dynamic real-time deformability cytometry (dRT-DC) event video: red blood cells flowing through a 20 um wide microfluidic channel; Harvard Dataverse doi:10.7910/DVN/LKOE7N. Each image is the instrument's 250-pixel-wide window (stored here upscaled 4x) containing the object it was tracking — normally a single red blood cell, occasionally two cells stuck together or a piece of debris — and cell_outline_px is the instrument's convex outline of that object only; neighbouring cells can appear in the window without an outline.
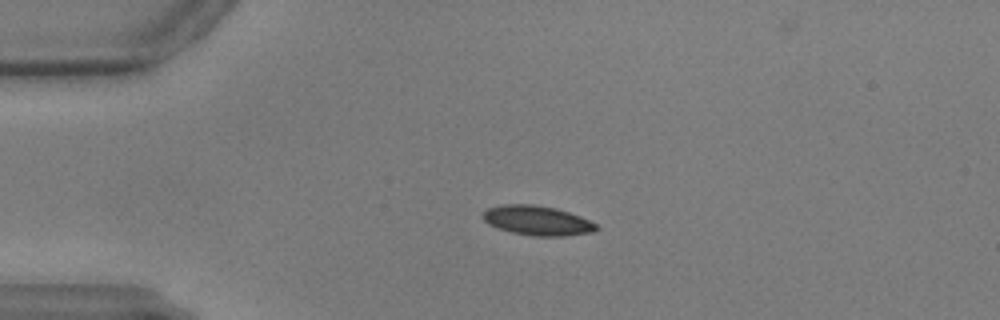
{"species": "common noctule bat (a hibernating species)", "species_latin": "Nyctalus noctula", "temperature_condition": "warm", "stored_images_in_passage": 46, "camera_frame_rate_fps": 3000, "um_per_image_px": 0.085, "animal": {"sex": "male", "body_mass_g": 17.9, "forearm_length_mm": 54.2}, "frame": {"image": 1, "passage_image": 1, "time_ms": 0.0, "image_size_px": [1000, 320], "cell_outline_px": [[600, 228], [592, 232], [564, 236], [532, 236], [512, 232], [496, 228], [488, 224], [484, 220], [484, 212], [488, 208], [500, 204], [532, 204], [556, 208], [580, 216], [596, 224]], "centroid_in_image_um": [45.66, 18.74], "position_along_channel_um": 39.3, "area_um2": 19.54}}
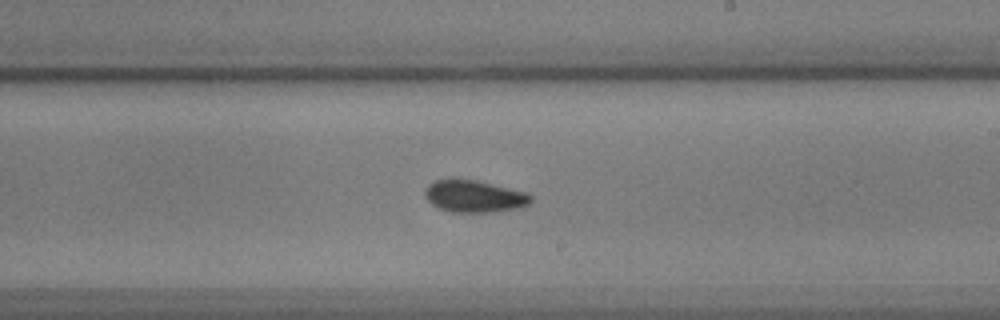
{"frame": {"image": 2, "passage_image": 22, "time_ms": 7.0, "image_size_px": [1000, 320], "cell_outline_px": [[532, 200], [524, 208], [492, 212], [452, 212], [440, 208], [432, 204], [424, 196], [424, 188], [432, 180], [448, 176], [452, 176], [476, 180], [528, 192], [532, 196]], "centroid_in_image_um": [40.28, 16.64], "position_along_channel_um": 248.7, "area_um2": 20.63}}
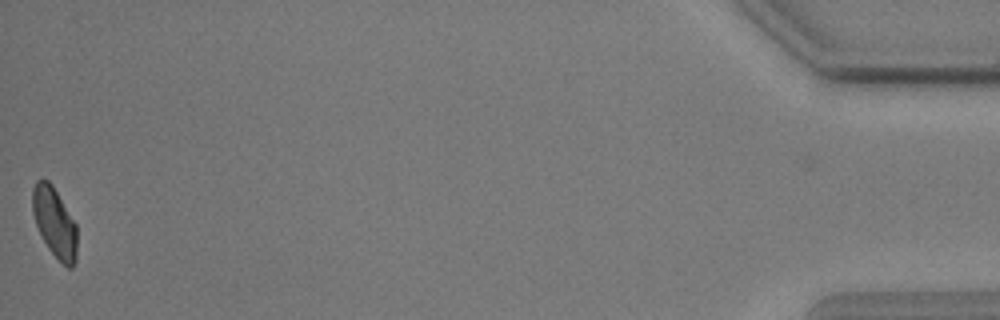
{"frame": {"image": 3, "passage_image": 46, "time_ms": 15.0, "image_size_px": [1000, 320], "cell_outline_px": [[76, 260], [72, 268], [68, 268], [48, 248], [36, 224], [32, 212], [32, 188], [36, 180], [48, 180], [52, 184], [76, 224]], "centroid_in_image_um": [4.63, 18.88], "position_along_channel_um": 430.6, "area_um2": 17.86}}